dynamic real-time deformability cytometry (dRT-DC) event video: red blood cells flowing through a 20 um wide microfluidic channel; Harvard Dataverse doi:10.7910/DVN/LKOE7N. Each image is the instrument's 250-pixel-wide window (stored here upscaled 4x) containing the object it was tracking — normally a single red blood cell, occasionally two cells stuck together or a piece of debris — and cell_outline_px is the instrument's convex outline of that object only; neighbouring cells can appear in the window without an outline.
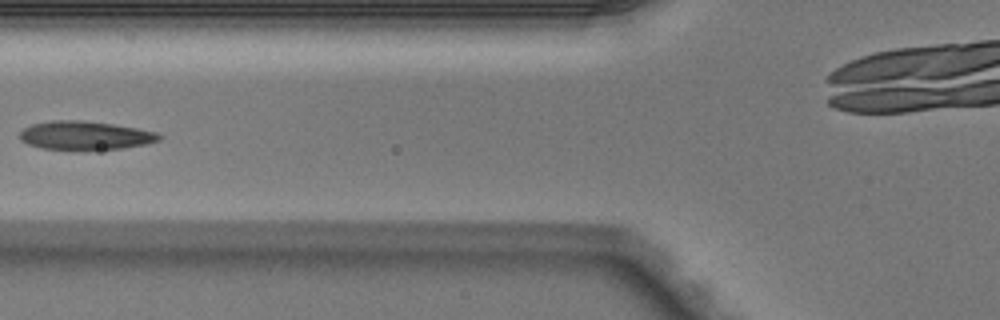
{"species": "Egyptian fruit bat (a non-hibernating species)", "species_latin": "Rousettus aegyptiacus", "temperature_condition": "warm", "stored_images_in_passage": 6, "camera_frame_rate_fps": 3000, "um_per_image_px": 0.085, "animal": {"sex": "male"}, "frame": {"image": 1, "passage_image": 5, "time_ms": 1.333, "image_size_px": [1000, 320], "cell_outline_px": [[164, 136], [160, 140], [144, 144], [124, 148], [40, 148], [28, 144], [20, 140], [20, 132], [24, 128], [32, 124], [52, 120], [80, 120], [112, 124], [136, 128], [156, 132]], "centroid_in_image_um": [7.23, 11.49], "position_along_channel_um": 118.6, "area_um2": 22.66}}